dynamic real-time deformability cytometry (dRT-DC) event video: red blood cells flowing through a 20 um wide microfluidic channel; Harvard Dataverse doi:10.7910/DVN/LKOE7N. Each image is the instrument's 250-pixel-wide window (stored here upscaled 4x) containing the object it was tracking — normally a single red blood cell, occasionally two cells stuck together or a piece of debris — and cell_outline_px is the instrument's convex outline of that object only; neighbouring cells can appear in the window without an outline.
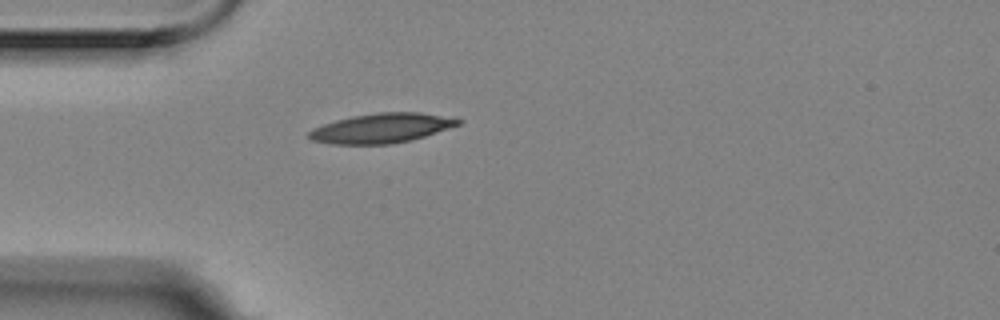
{"species": "Egyptian fruit bat (a non-hibernating species)", "species_latin": "Rousettus aegyptiacus", "temperature_condition": "room temperature", "stored_images_in_passage": 1, "camera_frame_rate_fps": 3000, "um_per_image_px": 0.085, "animal": {"sex": "female"}, "frame": {"image": 1, "passage_image": 1, "time_ms": 0.0, "image_size_px": [1000, 320], "cell_outline_px": [[464, 120], [460, 124], [412, 140], [392, 144], [328, 144], [308, 140], [308, 132], [312, 128], [336, 120], [352, 116], [376, 112], [420, 112], [456, 116]], "centroid_in_image_um": [32.45, 10.88], "position_along_channel_um": 52.5, "area_um2": 26.18}}